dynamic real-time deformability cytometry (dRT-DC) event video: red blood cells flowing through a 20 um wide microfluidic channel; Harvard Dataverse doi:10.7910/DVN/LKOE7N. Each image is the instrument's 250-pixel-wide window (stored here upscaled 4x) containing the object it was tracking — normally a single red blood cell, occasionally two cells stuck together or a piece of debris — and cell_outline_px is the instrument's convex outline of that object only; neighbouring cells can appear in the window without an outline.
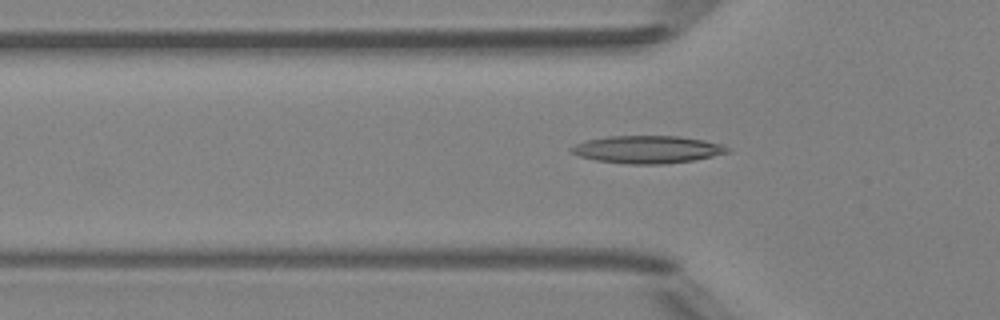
{"species": "Egyptian fruit bat (a non-hibernating species)", "species_latin": "Rousettus aegyptiacus", "temperature_condition": "room temperature", "stored_images_in_passage": 40, "camera_frame_rate_fps": 3000, "um_per_image_px": 0.085, "animal": {"sex": "female"}, "frame": {"image": 1, "passage_image": 10, "time_ms": 3.0, "image_size_px": [1000, 320], "cell_outline_px": [[732, 152], [692, 160], [664, 164], [628, 164], [596, 160], [580, 156], [568, 152], [568, 148], [576, 144], [588, 140], [608, 136], [680, 136], [704, 140], [724, 144], [732, 148]], "centroid_in_image_um": [55.06, 12.7], "position_along_channel_um": 70.7, "area_um2": 25.26}}
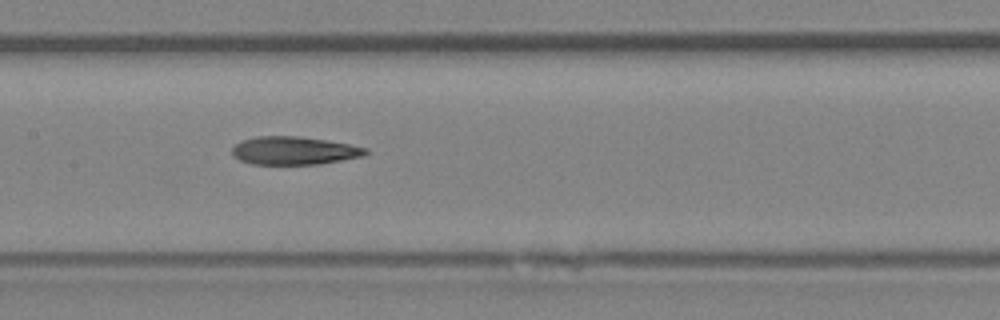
{"frame": {"image": 2, "passage_image": 18, "time_ms": 5.667, "image_size_px": [1000, 320], "cell_outline_px": [[368, 152], [364, 156], [320, 164], [252, 164], [240, 160], [232, 156], [232, 148], [236, 144], [244, 140], [256, 136], [296, 136], [324, 140], [348, 144], [368, 148]], "centroid_in_image_um": [24.99, 12.81], "position_along_channel_um": 182.4, "area_um2": 21.73}}
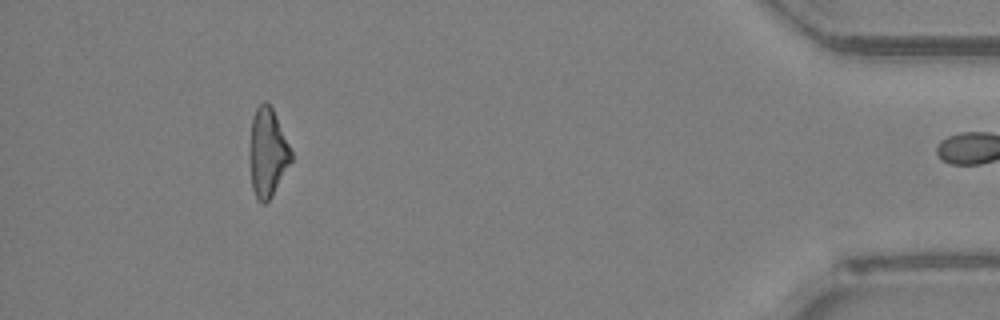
{"frame": {"image": 3, "passage_image": 39, "time_ms": 12.667, "image_size_px": [1000, 320], "cell_outline_px": [[292, 160], [268, 200], [264, 204], [256, 200], [252, 188], [248, 152], [252, 116], [256, 108], [264, 100], [272, 108], [276, 116], [292, 152]], "centroid_in_image_um": [22.7, 12.95], "position_along_channel_um": 412.5, "area_um2": 21.39}, "authors_computed_cell_mechanics": {"area_um2": 22.3975, "velocity_mm_per_s": 4.1925, "shape_relaxation_time_tau1_ms": null, "shape_relaxation_time_tau2_ms": 7.9121, "deformation_change_tau1": null, "deformation_change_tau2": 0.2125}}